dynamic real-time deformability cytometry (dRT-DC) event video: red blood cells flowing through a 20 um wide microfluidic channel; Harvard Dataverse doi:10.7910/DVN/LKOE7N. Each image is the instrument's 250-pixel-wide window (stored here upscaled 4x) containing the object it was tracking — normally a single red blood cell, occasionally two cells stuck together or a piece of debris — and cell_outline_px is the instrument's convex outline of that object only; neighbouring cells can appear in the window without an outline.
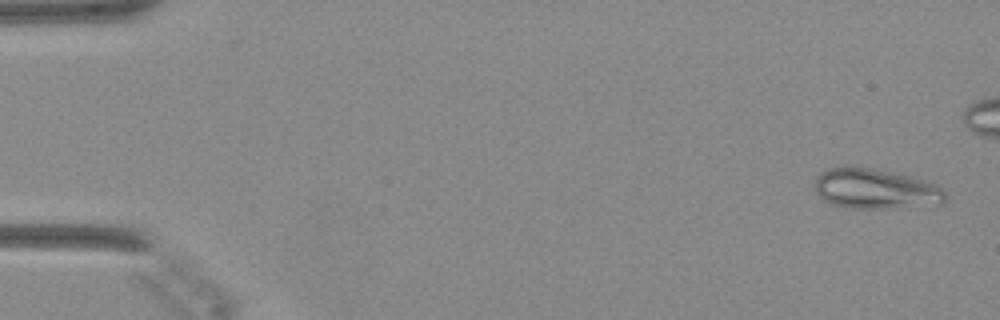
{"species": "Egyptian fruit bat (a non-hibernating species)", "species_latin": "Rousettus aegyptiacus", "temperature_condition": "warm", "stored_images_in_passage": 43, "camera_frame_rate_fps": 3000, "um_per_image_px": 0.085, "animal": {"sex": "female"}, "frame": {"image": 1, "passage_image": 2, "time_ms": 0.333, "image_size_px": [1000, 320], "cell_outline_px": [[948, 200], [940, 204], [884, 208], [852, 208], [832, 204], [824, 200], [816, 192], [816, 176], [820, 172], [828, 168], [868, 168], [892, 172], [924, 180], [936, 184], [948, 196]], "centroid_in_image_um": [74.44, 16.07], "position_along_channel_um": 10.6, "area_um2": 30.06}}
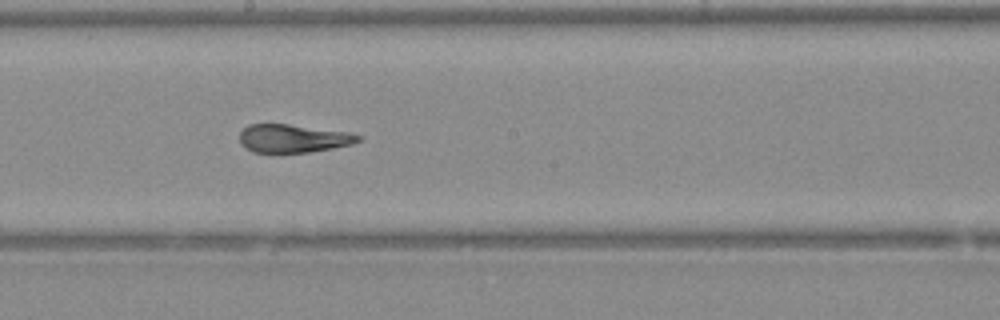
{"frame": {"image": 2, "passage_image": 27, "time_ms": 8.667, "image_size_px": [1000, 320], "cell_outline_px": [[360, 140], [352, 144], [332, 148], [308, 152], [252, 152], [240, 144], [240, 132], [248, 124], [288, 124], [348, 132], [360, 136]], "centroid_in_image_um": [24.88, 11.76], "position_along_channel_um": 223.3, "area_um2": 19.31}}
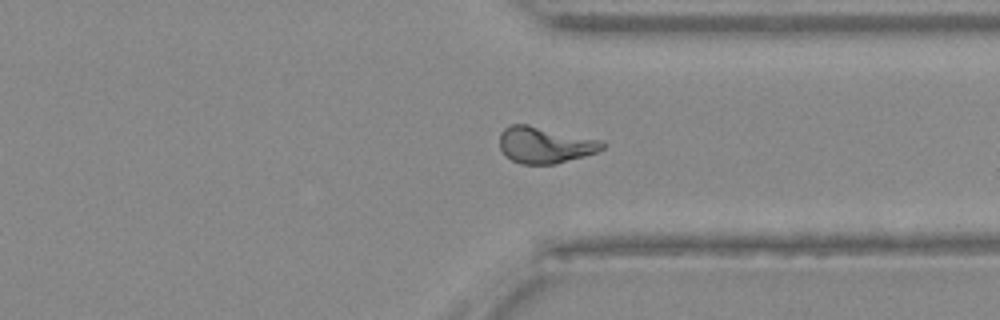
{"frame": {"image": 3, "passage_image": 37, "time_ms": 12.0, "image_size_px": [1000, 320], "cell_outline_px": [[604, 148], [596, 152], [584, 156], [556, 164], [520, 164], [512, 160], [500, 148], [500, 132], [504, 128], [512, 124], [528, 124], [600, 140], [604, 144]], "centroid_in_image_um": [46.3, 12.32], "position_along_channel_um": 365.1, "area_um2": 21.62}}